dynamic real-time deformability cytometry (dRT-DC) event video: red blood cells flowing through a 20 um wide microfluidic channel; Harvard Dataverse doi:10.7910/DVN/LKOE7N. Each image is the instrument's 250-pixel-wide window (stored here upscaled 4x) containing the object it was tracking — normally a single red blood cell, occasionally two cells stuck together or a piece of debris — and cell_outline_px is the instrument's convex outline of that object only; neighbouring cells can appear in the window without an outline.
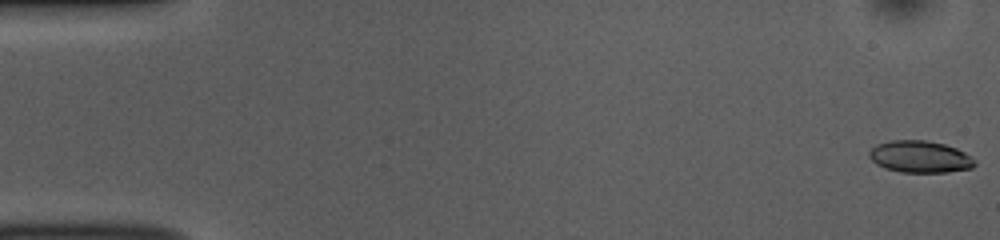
{"species": "common noctule bat (a hibernating species)", "species_latin": "Nyctalus noctula", "temperature_condition": "room temperature", "stored_images_in_passage": 52, "camera_frame_rate_fps": 3000, "um_per_image_px": 0.085, "animal": {"sex": "female", "body_mass_g": 10.0, "forearm_length_mm": 53.1}, "frame": {"image": 1, "passage_image": 1, "time_ms": 0.0, "image_size_px": [1000, 240], "cell_outline_px": [[976, 164], [972, 168], [948, 172], [900, 172], [884, 168], [876, 164], [868, 156], [868, 152], [876, 144], [892, 140], [924, 140], [944, 144], [956, 148], [972, 156], [976, 160]], "centroid_in_image_um": [78.2, 13.32], "position_along_channel_um": 6.8, "area_um2": 19.77}}
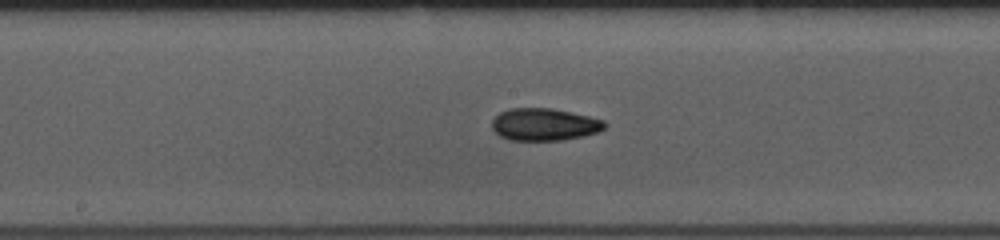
{"frame": {"image": 2, "passage_image": 27, "time_ms": 8.667, "image_size_px": [1000, 240], "cell_outline_px": [[608, 124], [604, 128], [596, 132], [584, 136], [560, 140], [508, 140], [500, 136], [492, 128], [492, 120], [500, 112], [508, 108], [552, 108], [588, 116], [604, 120]], "centroid_in_image_um": [46.25, 10.57], "position_along_channel_um": 201.9, "area_um2": 21.21}}
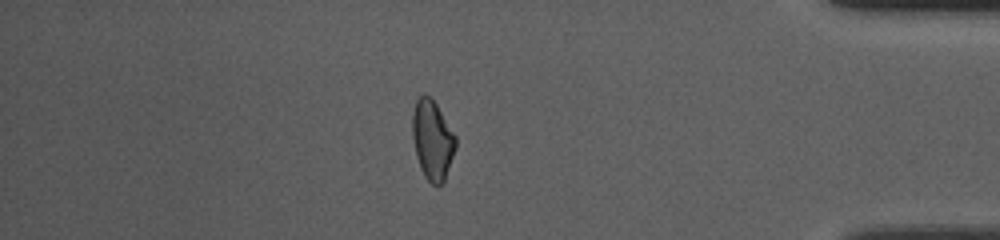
{"frame": {"image": 3, "passage_image": 45, "time_ms": 14.667, "image_size_px": [1000, 240], "cell_outline_px": [[456, 148], [444, 180], [440, 184], [432, 184], [424, 176], [420, 168], [416, 156], [412, 136], [412, 112], [416, 100], [420, 96], [432, 96], [456, 136]], "centroid_in_image_um": [36.74, 11.87], "position_along_channel_um": 398.5, "area_um2": 20.06}, "authors_computed_cell_mechanics": {"area_um2": 20.4034, "velocity_mm_per_s": 3.8684, "shape_relaxation_time_tau1_ms": 5.2585, "shape_relaxation_time_tau2_ms": 3.5316, "deformation_change_tau1": 0.1358, "deformation_change_tau2": 0.0857}}